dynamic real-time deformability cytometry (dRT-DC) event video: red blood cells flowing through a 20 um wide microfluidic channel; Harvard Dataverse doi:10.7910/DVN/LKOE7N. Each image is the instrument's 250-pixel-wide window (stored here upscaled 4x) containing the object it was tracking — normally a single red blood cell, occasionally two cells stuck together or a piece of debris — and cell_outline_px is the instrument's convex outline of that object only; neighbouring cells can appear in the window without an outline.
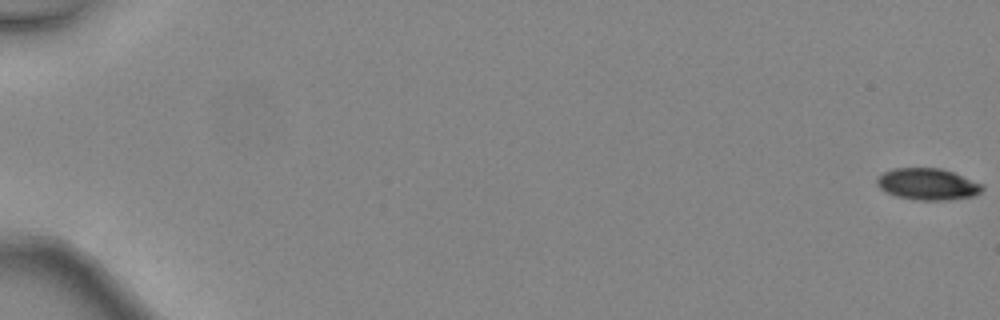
{"species": "common noctule bat (a hibernating species)", "species_latin": "Nyctalus noctula", "temperature_condition": "warm", "stored_images_in_passage": 48, "camera_frame_rate_fps": 3000, "um_per_image_px": 0.085, "animal": {"sex": "female", "body_mass_g": 24.6, "forearm_length_mm": 56.2}, "frame": {"image": 1, "passage_image": 1, "time_ms": 0.0, "image_size_px": [1000, 320], "cell_outline_px": [[984, 188], [980, 192], [972, 196], [948, 200], [916, 200], [896, 196], [880, 188], [876, 184], [876, 180], [884, 172], [892, 168], [940, 168], [952, 172], [980, 184]], "centroid_in_image_um": [78.81, 15.65], "position_along_channel_um": 6.2, "area_um2": 19.07}}
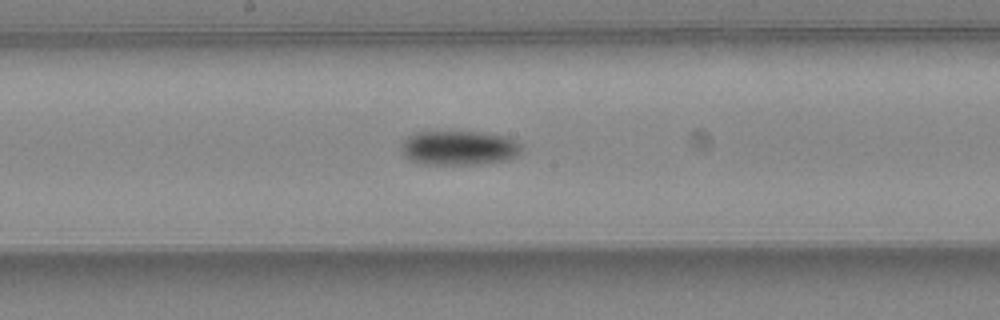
{"frame": {"image": 2, "passage_image": 28, "time_ms": 9.0, "image_size_px": [1000, 320], "cell_outline_px": [[524, 148], [516, 156], [508, 160], [480, 164], [420, 164], [408, 160], [404, 156], [400, 148], [400, 144], [408, 136], [416, 132], [484, 132], [508, 136], [516, 140]], "centroid_in_image_um": [39.02, 12.57], "position_along_channel_um": 209.2, "area_um2": 24.57}}
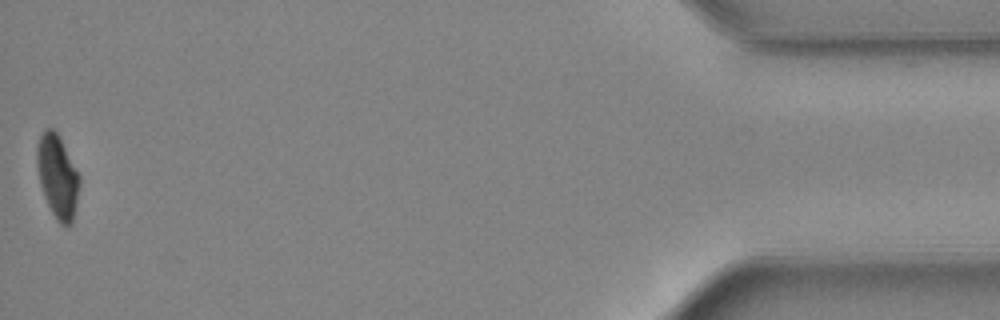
{"frame": {"image": 3, "passage_image": 48, "time_ms": 15.667, "image_size_px": [1000, 320], "cell_outline_px": [[80, 184], [72, 224], [60, 224], [56, 220], [44, 196], [40, 184], [36, 164], [36, 148], [40, 136], [44, 128], [52, 128], [60, 136], [80, 176]], "centroid_in_image_um": [4.88, 14.96], "position_along_channel_um": 430.3, "area_um2": 20.69}, "authors_computed_cell_mechanics": {"area_um2": 21.7328, "velocity_mm_per_s": 4.5648, "shape_relaxation_time_tau1_ms": 4.044, "shape_relaxation_time_tau2_ms": null, "deformation_change_tau1": 0.1301, "deformation_change_tau2": null}}